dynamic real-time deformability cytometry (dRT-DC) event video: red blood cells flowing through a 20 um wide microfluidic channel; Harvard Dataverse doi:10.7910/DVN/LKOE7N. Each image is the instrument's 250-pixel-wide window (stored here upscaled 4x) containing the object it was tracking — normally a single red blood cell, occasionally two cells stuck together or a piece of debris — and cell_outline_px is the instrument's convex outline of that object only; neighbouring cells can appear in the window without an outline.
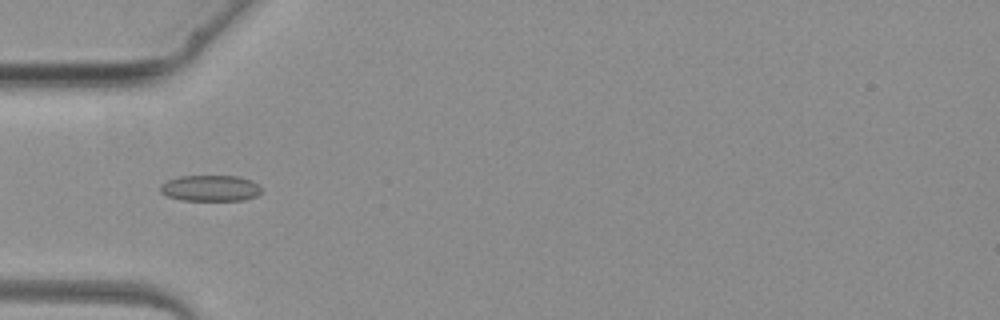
{"species": "common noctule bat (a hibernating species)", "species_latin": "Nyctalus noctula", "temperature_condition": "warm", "stored_images_in_passage": 3, "camera_frame_rate_fps": 3000, "um_per_image_px": 0.085, "animal": {"sex": "female", "body_mass_g": 19.3, "forearm_length_mm": 54.1}, "frame": {"image": 1, "passage_image": 3, "time_ms": 2.333, "image_size_px": [1000, 320], "cell_outline_px": [[264, 188], [256, 196], [244, 200], [180, 200], [168, 196], [160, 192], [160, 184], [168, 180], [180, 176], [236, 176], [252, 180]], "centroid_in_image_um": [17.9, 15.99], "position_along_channel_um": 67.1, "area_um2": 15.43}}